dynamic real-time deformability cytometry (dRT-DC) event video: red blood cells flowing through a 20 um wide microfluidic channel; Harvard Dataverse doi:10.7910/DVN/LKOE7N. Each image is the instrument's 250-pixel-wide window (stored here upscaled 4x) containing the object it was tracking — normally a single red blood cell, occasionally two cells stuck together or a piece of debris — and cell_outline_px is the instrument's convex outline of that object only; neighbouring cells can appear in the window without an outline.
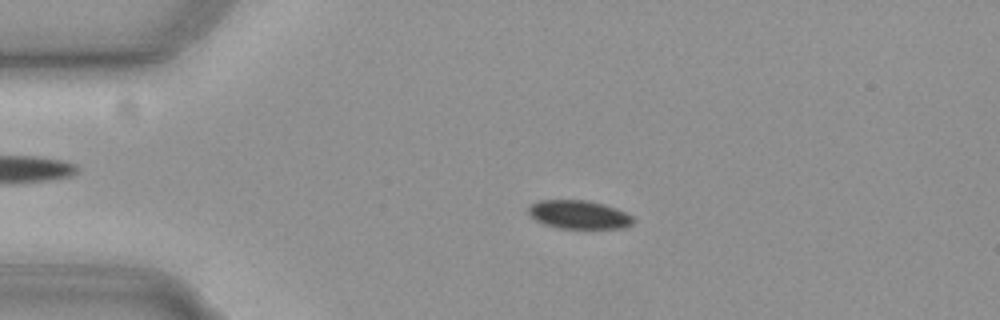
{"species": "common noctule bat (a hibernating species)", "species_latin": "Nyctalus noctula", "temperature_condition": "cold", "stored_images_in_passage": 56, "camera_frame_rate_fps": 3000, "um_per_image_px": 0.085, "animal": {"sex": "female", "body_mass_g": 19.3, "forearm_length_mm": 54.1}, "frame": {"image": 1, "passage_image": 12, "time_ms": 3.667, "image_size_px": [1000, 320], "cell_outline_px": [[636, 220], [632, 224], [624, 228], [560, 228], [544, 224], [528, 216], [528, 208], [532, 204], [540, 200], [588, 200], [604, 204], [616, 208], [632, 216]], "centroid_in_image_um": [49.21, 18.24], "position_along_channel_um": 35.8, "area_um2": 17.46}}
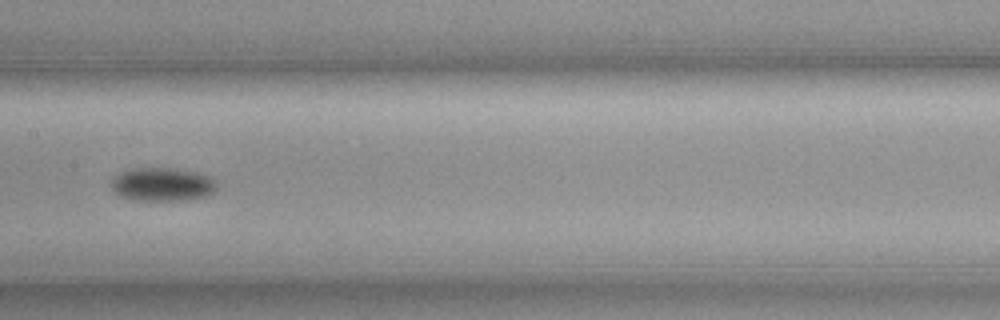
{"frame": {"image": 2, "passage_image": 28, "time_ms": 9.0, "image_size_px": [1000, 320], "cell_outline_px": [[216, 188], [212, 192], [204, 196], [188, 200], [132, 200], [120, 196], [112, 188], [112, 180], [120, 172], [132, 168], [172, 168], [200, 172], [216, 180]], "centroid_in_image_um": [13.81, 15.66], "position_along_channel_um": 193.6, "area_um2": 20.58}}
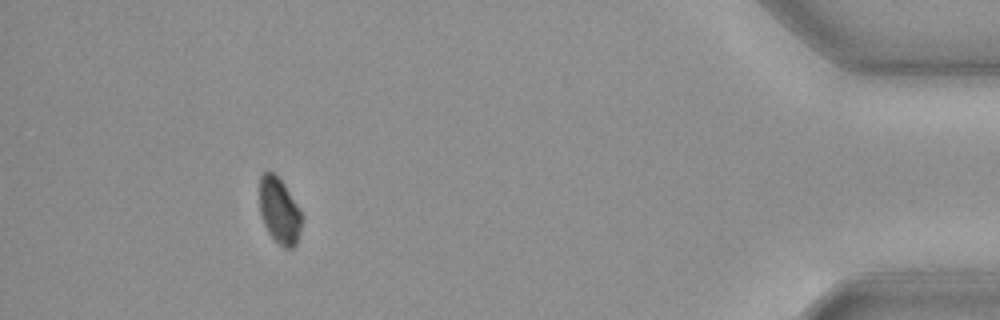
{"frame": {"image": 3, "passage_image": 51, "time_ms": 16.667, "image_size_px": [1000, 320], "cell_outline_px": [[300, 228], [296, 244], [292, 248], [284, 248], [268, 232], [260, 216], [260, 176], [268, 168], [284, 184], [300, 208]], "centroid_in_image_um": [23.72, 17.88], "position_along_channel_um": 411.5, "area_um2": 16.01}, "authors_computed_cell_mechanics": {"area_um2": 17.8891, "velocity_mm_per_s": 3.6925, "shape_relaxation_time_tau1_ms": 3.9535, "shape_relaxation_time_tau2_ms": null, "deformation_change_tau1": 0.0782, "deformation_change_tau2": null}}